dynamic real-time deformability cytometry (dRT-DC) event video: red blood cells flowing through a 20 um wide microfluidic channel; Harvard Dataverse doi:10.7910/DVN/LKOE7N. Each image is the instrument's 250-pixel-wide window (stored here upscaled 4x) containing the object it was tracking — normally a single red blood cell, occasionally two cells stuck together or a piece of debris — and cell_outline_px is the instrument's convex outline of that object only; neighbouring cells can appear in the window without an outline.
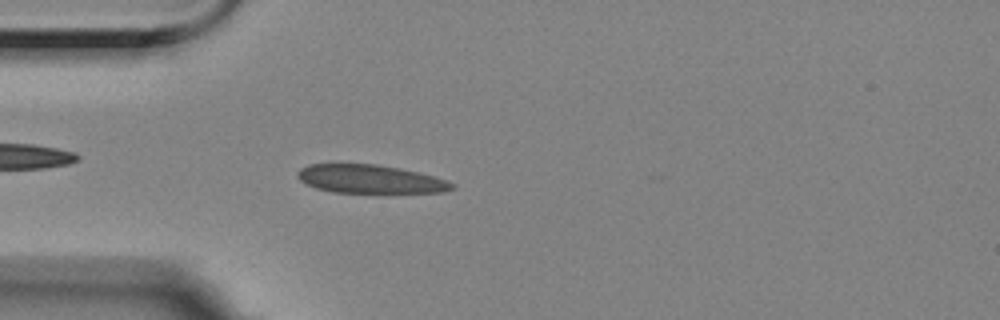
{"species": "Egyptian fruit bat (a non-hibernating species)", "species_latin": "Rousettus aegyptiacus", "temperature_condition": "room temperature", "stored_images_in_passage": 51, "camera_frame_rate_fps": 3000, "um_per_image_px": 0.085, "animal": {"sex": "female"}, "frame": {"image": 1, "passage_image": 10, "time_ms": 3.0, "image_size_px": [1000, 320], "cell_outline_px": [[456, 188], [440, 192], [388, 196], [332, 192], [316, 188], [304, 184], [296, 176], [300, 168], [308, 164], [376, 164], [400, 168], [432, 176], [456, 184]], "centroid_in_image_um": [31.49, 15.29], "position_along_channel_um": 53.5, "area_um2": 26.93}}
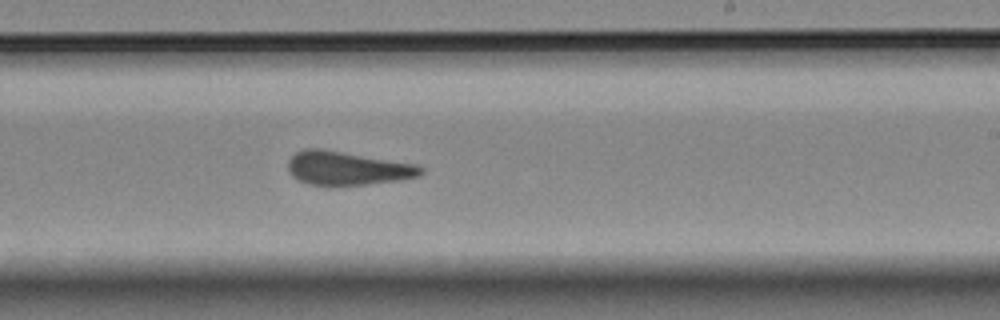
{"frame": {"image": 2, "passage_image": 28, "time_ms": 9.0, "image_size_px": [1000, 320], "cell_outline_px": [[424, 172], [420, 176], [400, 180], [368, 184], [332, 188], [308, 184], [296, 180], [288, 172], [288, 160], [296, 152], [304, 148], [320, 148], [420, 164], [424, 168]], "centroid_in_image_um": [29.52, 14.33], "position_along_channel_um": 259.5, "area_um2": 27.11}}
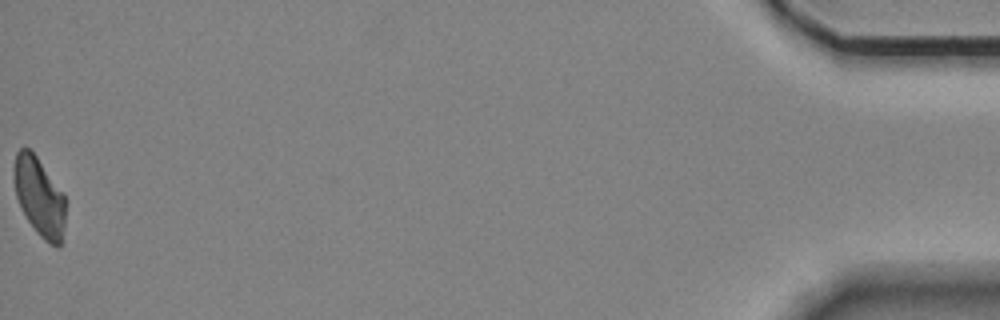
{"frame": {"image": 3, "passage_image": 51, "time_ms": 16.667, "image_size_px": [1000, 320], "cell_outline_px": [[64, 224], [60, 248], [56, 248], [44, 240], [36, 232], [28, 220], [16, 196], [12, 176], [16, 152], [20, 148], [28, 148], [36, 156], [64, 196]], "centroid_in_image_um": [3.31, 16.75], "position_along_channel_um": 431.9, "area_um2": 23.24}, "authors_computed_cell_mechanics": {"area_um2": 25.7788, "velocity_mm_per_s": 3.5215, "shape_relaxation_time_tau1_ms": 7.9687, "shape_relaxation_time_tau2_ms": 1.111, "deformation_change_tau1": 0.1697, "deformation_change_tau2": 0.0861}}